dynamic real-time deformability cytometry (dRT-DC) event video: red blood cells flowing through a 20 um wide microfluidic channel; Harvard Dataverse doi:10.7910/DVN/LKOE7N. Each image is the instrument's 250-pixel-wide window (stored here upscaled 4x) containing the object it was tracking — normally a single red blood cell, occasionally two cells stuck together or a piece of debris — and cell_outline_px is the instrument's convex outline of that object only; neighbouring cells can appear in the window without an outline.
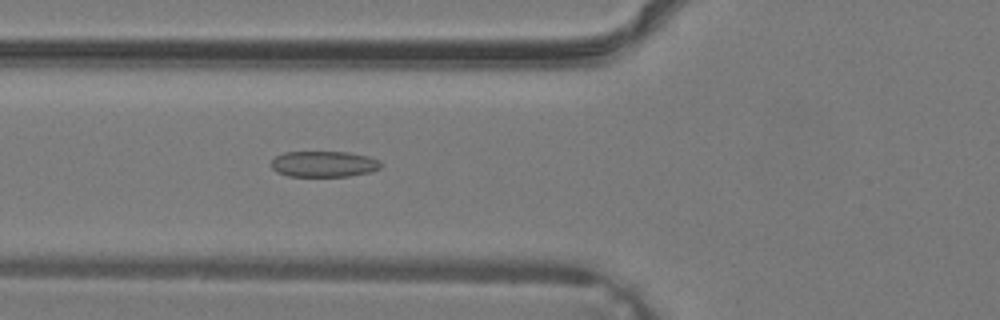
{"species": "common noctule bat (a hibernating species)", "species_latin": "Nyctalus noctula", "temperature_condition": "warm", "stored_images_in_passage": 39, "camera_frame_rate_fps": 3000, "um_per_image_px": 0.085, "animal": {"sex": "male", "body_mass_g": 19.2, "forearm_length_mm": 51.8}, "frame": {"image": 1, "passage_image": 15, "time_ms": 4.667, "image_size_px": [1000, 320], "cell_outline_px": [[380, 168], [368, 172], [348, 176], [288, 176], [276, 172], [272, 168], [272, 160], [276, 156], [284, 152], [348, 152], [368, 156], [380, 160]], "centroid_in_image_um": [27.51, 13.94], "position_along_channel_um": 98.3, "area_um2": 16.47}}
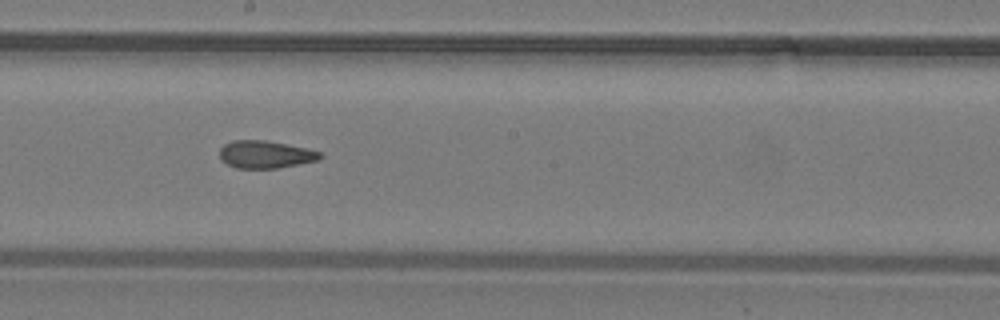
{"frame": {"image": 2, "passage_image": 22, "time_ms": 7.0, "image_size_px": [1000, 320], "cell_outline_px": [[324, 156], [320, 160], [276, 168], [236, 168], [220, 160], [220, 148], [224, 144], [232, 140], [264, 140], [308, 148], [320, 152]], "centroid_in_image_um": [22.57, 13.12], "position_along_channel_um": 225.6, "area_um2": 16.18}}
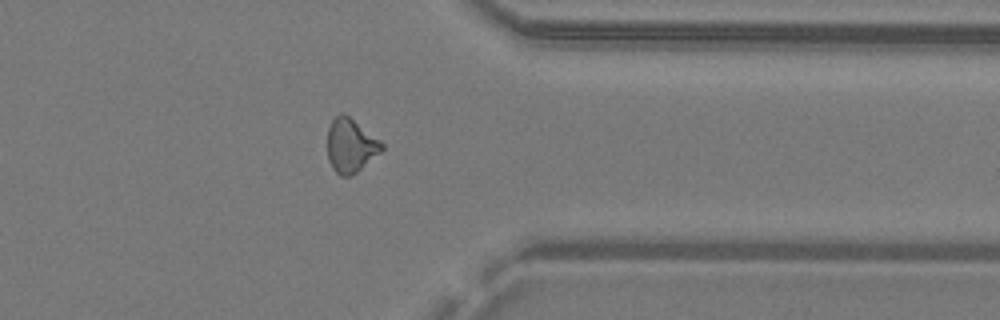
{"frame": {"image": 3, "passage_image": 31, "time_ms": 10.0, "image_size_px": [1000, 320], "cell_outline_px": [[384, 148], [380, 152], [352, 176], [340, 176], [332, 168], [328, 160], [328, 128], [332, 120], [340, 112], [344, 112], [380, 140], [384, 144]], "centroid_in_image_um": [29.79, 12.36], "position_along_channel_um": 381.6, "area_um2": 17.05}}